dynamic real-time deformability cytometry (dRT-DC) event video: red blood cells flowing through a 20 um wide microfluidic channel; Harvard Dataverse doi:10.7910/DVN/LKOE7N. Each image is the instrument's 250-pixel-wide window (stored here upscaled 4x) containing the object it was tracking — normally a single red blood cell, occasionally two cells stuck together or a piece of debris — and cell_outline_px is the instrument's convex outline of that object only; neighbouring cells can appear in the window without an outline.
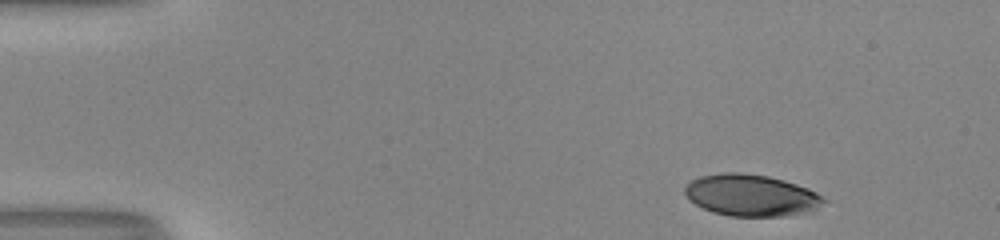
{"species": "human", "species_latin": "Homo sapiens", "temperature_condition": "room temperature", "stored_images_in_passage": 46, "camera_frame_rate_fps": 3000, "um_per_image_px": 0.085, "donor": {"sex": "male"}, "frame": {"image": 1, "passage_image": 1, "time_ms": 0.0, "image_size_px": [1000, 240], "cell_outline_px": [[828, 200], [816, 208], [808, 212], [788, 216], [728, 216], [712, 212], [688, 200], [684, 192], [684, 188], [692, 180], [700, 176], [724, 172], [740, 172], [768, 176], [784, 180], [808, 188], [816, 192]], "centroid_in_image_um": [63.85, 16.6], "position_along_channel_um": 21.2, "area_um2": 33.87}}
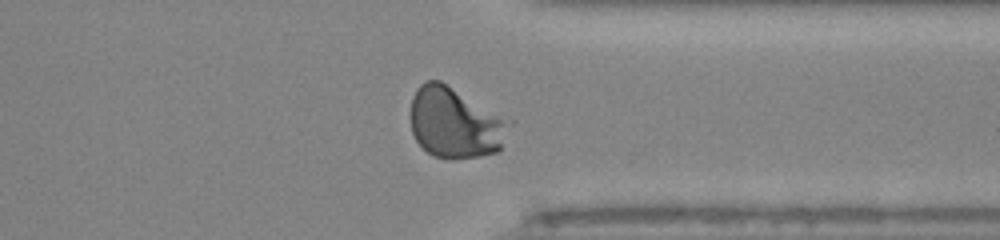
{"frame": {"image": 2, "passage_image": 35, "time_ms": 11.333, "image_size_px": [1000, 240], "cell_outline_px": [[504, 120], [500, 152], [480, 156], [452, 160], [432, 156], [416, 140], [412, 132], [412, 96], [416, 88], [424, 80], [440, 80]], "centroid_in_image_um": [38.53, 10.47], "position_along_channel_um": 372.9, "area_um2": 39.02}}
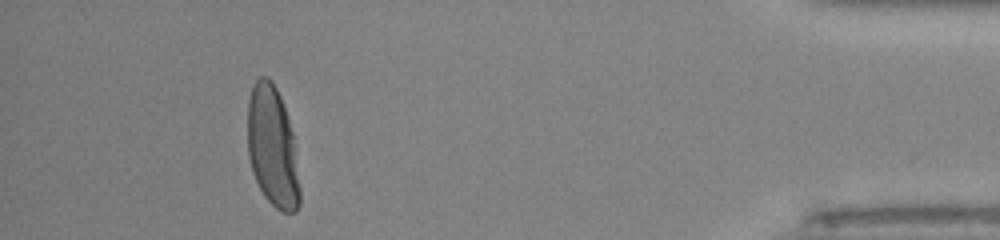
{"frame": {"image": 3, "passage_image": 42, "time_ms": 13.667, "image_size_px": [1000, 240], "cell_outline_px": [[300, 204], [296, 212], [284, 212], [276, 208], [264, 196], [252, 172], [248, 156], [248, 100], [252, 84], [260, 76], [268, 76], [272, 80], [280, 96], [288, 116], [296, 148], [300, 188]], "centroid_in_image_um": [23.17, 12.48], "position_along_channel_um": 412.0, "area_um2": 37.11}, "authors_computed_cell_mechanics": {"area_um2": 37.2521, "velocity_mm_per_s": 4.0756, "shape_relaxation_time_tau1_ms": 3.3916, "shape_relaxation_time_tau2_ms": null, "deformation_change_tau1": 0.2021, "deformation_change_tau2": null}}